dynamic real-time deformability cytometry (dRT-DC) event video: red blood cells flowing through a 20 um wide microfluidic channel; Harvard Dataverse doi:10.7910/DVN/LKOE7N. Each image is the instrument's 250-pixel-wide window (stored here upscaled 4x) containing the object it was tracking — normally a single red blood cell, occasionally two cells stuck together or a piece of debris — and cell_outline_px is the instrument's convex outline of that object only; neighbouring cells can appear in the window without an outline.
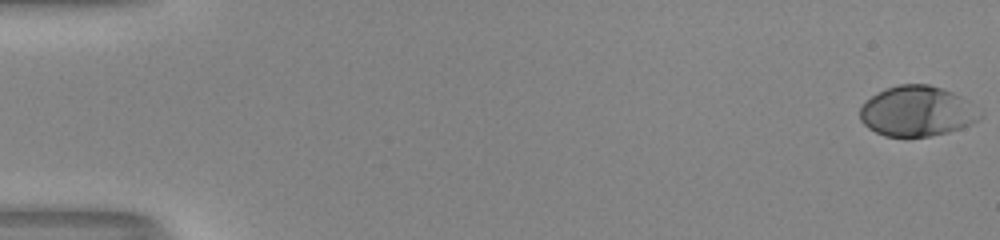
{"species": "human", "species_latin": "Homo sapiens", "temperature_condition": "room temperature", "stored_images_in_passage": 53, "camera_frame_rate_fps": 3000, "um_per_image_px": 0.085, "donor": {"sex": "male"}, "frame": {"image": 1, "passage_image": 1, "time_ms": 0.0, "image_size_px": [1000, 240], "cell_outline_px": [[984, 116], [972, 124], [948, 132], [928, 136], [884, 136], [868, 128], [860, 120], [860, 108], [872, 96], [888, 88], [900, 84], [928, 84], [952, 92], [968, 100], [984, 112]], "centroid_in_image_um": [78.0, 9.46], "position_along_channel_um": 7.0, "area_um2": 35.08}}
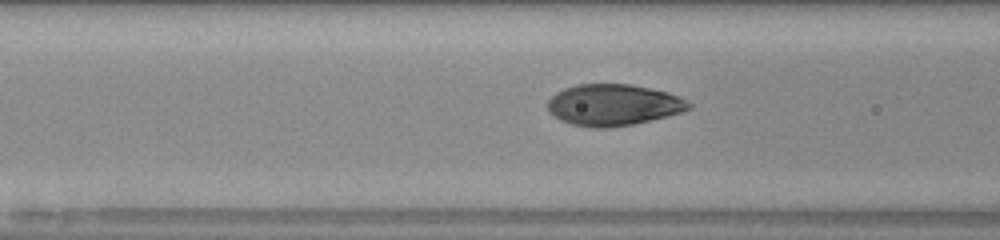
{"frame": {"image": 2, "passage_image": 23, "time_ms": 7.333, "image_size_px": [1000, 240], "cell_outline_px": [[692, 108], [684, 112], [668, 116], [632, 124], [608, 128], [592, 128], [572, 124], [560, 120], [548, 112], [548, 100], [556, 92], [564, 88], [576, 84], [632, 84], [668, 92], [680, 96], [688, 100], [692, 104]], "centroid_in_image_um": [52.16, 8.91], "position_along_channel_um": 114.4, "area_um2": 34.39}}
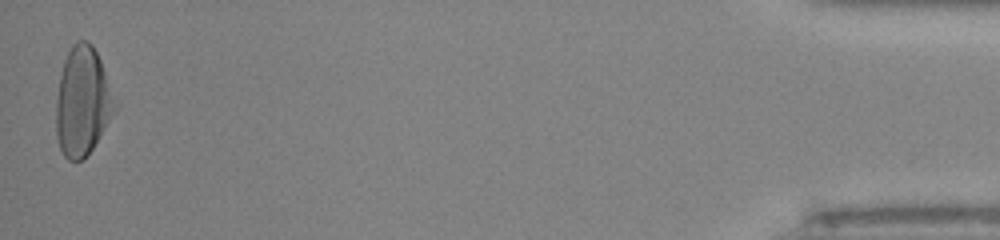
{"frame": {"image": 3, "passage_image": 53, "time_ms": 17.333, "image_size_px": [1000, 240], "cell_outline_px": [[120, 100], [116, 108], [92, 148], [84, 160], [68, 160], [64, 156], [60, 148], [56, 136], [56, 100], [60, 76], [64, 60], [72, 44], [76, 40], [88, 40], [92, 44]], "centroid_in_image_um": [7.04, 8.59], "position_along_channel_um": 428.2, "area_um2": 37.69}, "authors_computed_cell_mechanics": {"area_um2": 34.7956, "velocity_mm_per_s": 4.0525, "shape_relaxation_time_tau1_ms": 3.548, "shape_relaxation_time_tau2_ms": null, "deformation_change_tau1": 0.2206, "deformation_change_tau2": null}}